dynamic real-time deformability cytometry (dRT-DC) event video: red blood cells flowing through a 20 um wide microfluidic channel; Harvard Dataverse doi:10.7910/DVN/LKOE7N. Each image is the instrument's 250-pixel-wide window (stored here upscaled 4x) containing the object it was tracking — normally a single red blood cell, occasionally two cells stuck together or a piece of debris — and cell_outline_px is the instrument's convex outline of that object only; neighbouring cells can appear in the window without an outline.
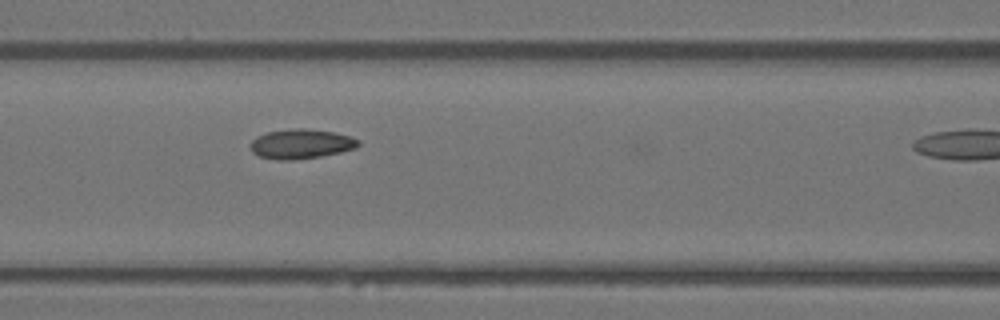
{"species": "Egyptian fruit bat (a non-hibernating species)", "species_latin": "Rousettus aegyptiacus", "temperature_condition": "warm", "stored_images_in_passage": 12, "camera_frame_rate_fps": 3000, "um_per_image_px": 0.085, "animal": {"sex": "female"}, "frame": {"image": 1, "passage_image": 11, "time_ms": 3.333, "image_size_px": [1000, 320], "cell_outline_px": [[360, 144], [356, 148], [340, 152], [320, 156], [292, 160], [276, 160], [260, 156], [252, 152], [252, 140], [256, 136], [264, 132], [292, 128], [304, 128], [332, 132], [352, 136], [360, 140]], "centroid_in_image_um": [25.6, 12.22], "position_along_channel_um": 141.0, "area_um2": 18.67}}